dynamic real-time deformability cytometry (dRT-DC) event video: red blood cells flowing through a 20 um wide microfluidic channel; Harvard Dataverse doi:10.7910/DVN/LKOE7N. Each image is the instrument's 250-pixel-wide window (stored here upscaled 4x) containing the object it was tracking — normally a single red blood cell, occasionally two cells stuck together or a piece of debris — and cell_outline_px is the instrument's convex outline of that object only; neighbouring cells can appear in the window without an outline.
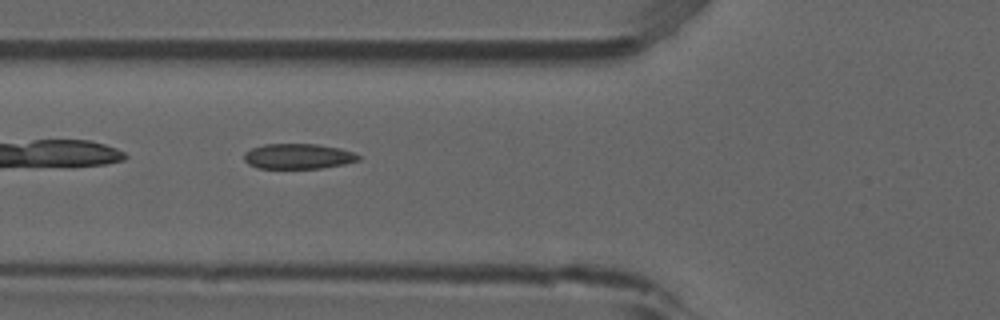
{"species": "common noctule bat (a hibernating species)", "species_latin": "Nyctalus noctula", "temperature_condition": "room temperature", "stored_images_in_passage": 9, "camera_frame_rate_fps": 3000, "um_per_image_px": 0.085, "animal": {"sex": "male", "forearm_length_mm": 52.5}, "frame": {"image": 1, "passage_image": 6, "time_ms": 1.667, "image_size_px": [1000, 320], "cell_outline_px": [[360, 160], [344, 164], [320, 168], [256, 168], [248, 164], [244, 160], [244, 152], [252, 148], [264, 144], [316, 144], [340, 148], [352, 152], [360, 156]], "centroid_in_image_um": [25.32, 13.28], "position_along_channel_um": 100.5, "area_um2": 16.82}}
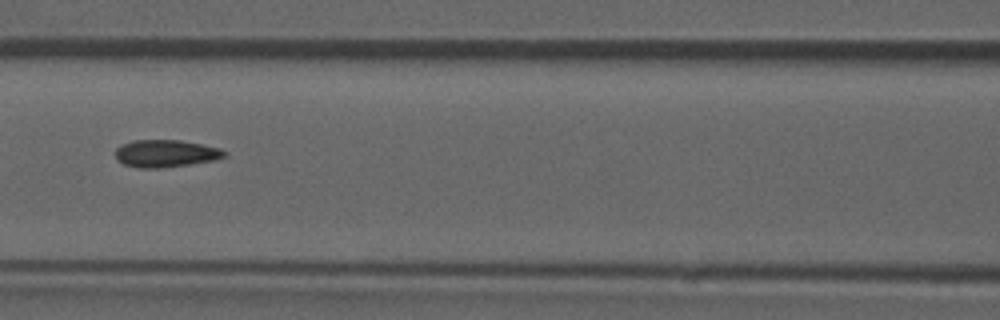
{"frame": {"image": 2, "passage_image": 7, "time_ms": 2.0, "image_size_px": [1000, 320], "cell_outline_px": [[228, 156], [212, 160], [188, 164], [160, 168], [140, 168], [124, 164], [116, 156], [116, 148], [132, 140], [180, 140], [220, 148], [228, 152]], "centroid_in_image_um": [14.12, 13.04], "position_along_channel_um": 152.5, "area_um2": 17.17}}